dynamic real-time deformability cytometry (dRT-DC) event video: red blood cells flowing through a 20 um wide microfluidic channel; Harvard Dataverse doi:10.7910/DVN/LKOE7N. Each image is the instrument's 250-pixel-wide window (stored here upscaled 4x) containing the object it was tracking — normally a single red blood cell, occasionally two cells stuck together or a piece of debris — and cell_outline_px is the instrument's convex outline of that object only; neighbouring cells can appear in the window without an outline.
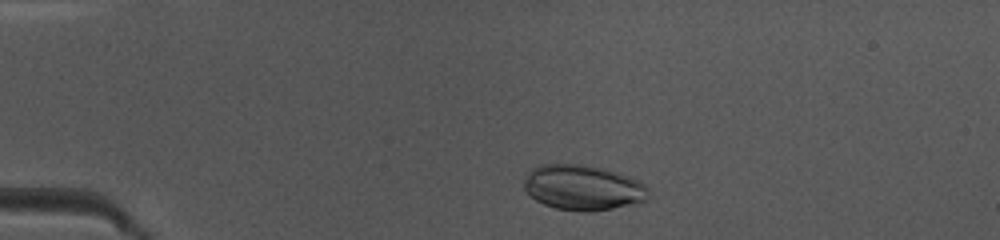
{"species": "common noctule bat (a hibernating species)", "species_latin": "Nyctalus noctula", "temperature_condition": "warm", "stored_images_in_passage": 44, "camera_frame_rate_fps": 3000, "um_per_image_px": 0.085, "animal": {"sex": "female", "body_mass_g": 10.0, "forearm_length_mm": 53.1}, "frame": {"image": 1, "passage_image": 6, "time_ms": 1.667, "image_size_px": [1000, 240], "cell_outline_px": [[648, 200], [612, 208], [592, 212], [580, 212], [556, 208], [544, 204], [536, 200], [524, 188], [524, 180], [528, 172], [532, 168], [540, 164], [584, 164], [616, 172], [628, 176], [644, 184], [648, 188]], "centroid_in_image_um": [49.53, 15.94], "position_along_channel_um": 35.5, "area_um2": 32.71}}
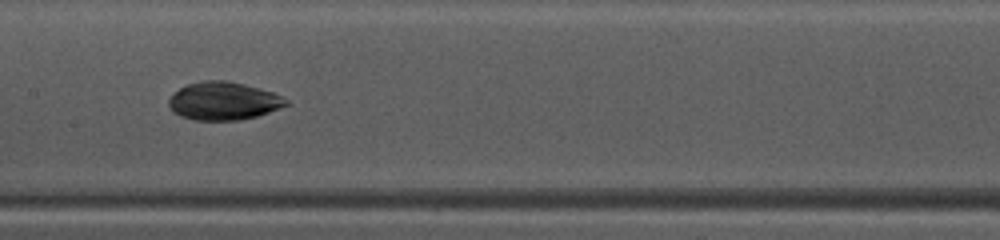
{"frame": {"image": 2, "passage_image": 20, "time_ms": 6.333, "image_size_px": [1000, 240], "cell_outline_px": [[288, 104], [280, 108], [256, 116], [240, 120], [192, 120], [180, 116], [172, 112], [168, 104], [168, 100], [180, 88], [188, 84], [200, 80], [224, 80], [244, 84], [260, 88], [272, 92], [288, 100]], "centroid_in_image_um": [18.97, 8.58], "position_along_channel_um": 188.4, "area_um2": 25.95}}
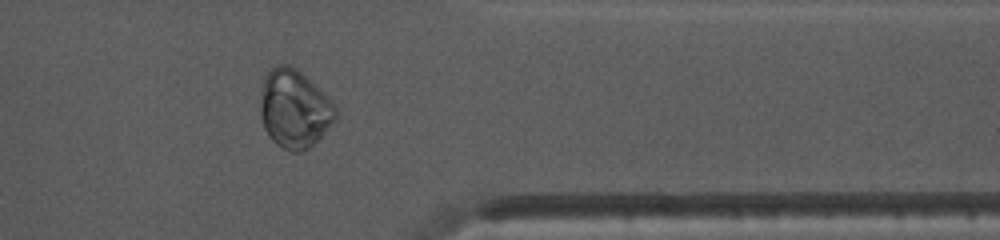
{"frame": {"image": 3, "passage_image": 35, "time_ms": 11.333, "image_size_px": [1000, 240], "cell_outline_px": [[340, 112], [336, 120], [308, 148], [300, 152], [292, 152], [276, 144], [272, 140], [264, 128], [260, 116], [260, 108], [264, 76], [276, 64], [288, 64], [296, 68]], "centroid_in_image_um": [24.99, 9.27], "position_along_channel_um": 386.4, "area_um2": 33.7}}